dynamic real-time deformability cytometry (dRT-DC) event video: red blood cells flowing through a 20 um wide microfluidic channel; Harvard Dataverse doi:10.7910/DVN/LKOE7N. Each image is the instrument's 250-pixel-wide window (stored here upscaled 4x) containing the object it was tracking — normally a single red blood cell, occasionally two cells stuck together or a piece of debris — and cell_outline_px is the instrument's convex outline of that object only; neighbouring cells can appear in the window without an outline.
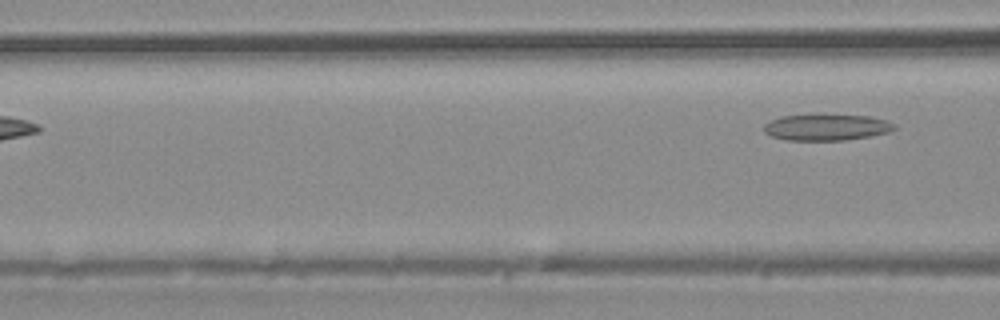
{"species": "common noctule bat (a hibernating species)", "species_latin": "Nyctalus noctula", "temperature_condition": "warm", "stored_images_in_passage": 7, "camera_frame_rate_fps": 3000, "um_per_image_px": 0.085, "animal": {"sex": "male", "body_mass_g": 20.4}, "frame": {"image": 1, "passage_image": 7, "time_ms": 8.333, "image_size_px": [1000, 320], "cell_outline_px": [[896, 128], [888, 132], [868, 136], [844, 140], [788, 140], [772, 136], [764, 132], [764, 124], [780, 116], [868, 116], [884, 120], [896, 124]], "centroid_in_image_um": [70.24, 10.84], "position_along_channel_um": 96.4, "area_um2": 19.31}}